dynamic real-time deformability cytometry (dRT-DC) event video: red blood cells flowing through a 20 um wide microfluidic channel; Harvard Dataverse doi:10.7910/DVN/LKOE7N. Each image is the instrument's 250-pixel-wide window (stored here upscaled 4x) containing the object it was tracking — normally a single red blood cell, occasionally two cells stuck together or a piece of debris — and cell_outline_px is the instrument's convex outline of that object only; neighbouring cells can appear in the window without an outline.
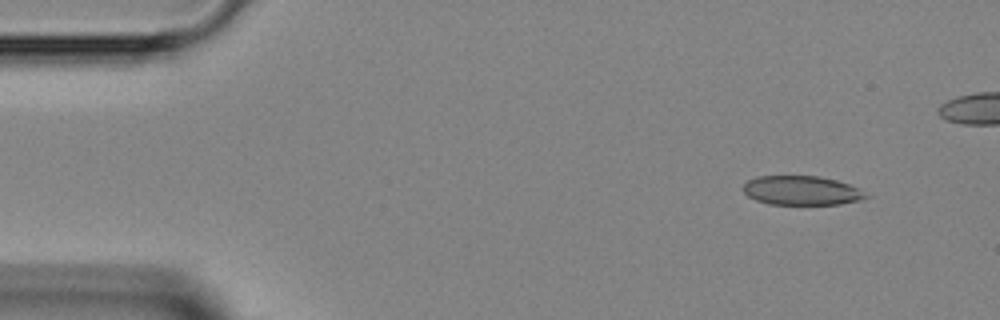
{"species": "Egyptian fruit bat (a non-hibernating species)", "species_latin": "Rousettus aegyptiacus", "temperature_condition": "room temperature", "stored_images_in_passage": 11, "camera_frame_rate_fps": 3000, "um_per_image_px": 0.085, "animal": {"sex": "female"}, "frame": {"image": 1, "passage_image": 1, "time_ms": 0.0, "image_size_px": [1000, 320], "cell_outline_px": [[872, 196], [860, 200], [840, 204], [768, 204], [756, 200], [748, 196], [744, 192], [744, 184], [748, 180], [756, 176], [820, 176], [836, 180], [848, 184]], "centroid_in_image_um": [68.13, 16.19], "position_along_channel_um": 16.9, "area_um2": 20.81}}